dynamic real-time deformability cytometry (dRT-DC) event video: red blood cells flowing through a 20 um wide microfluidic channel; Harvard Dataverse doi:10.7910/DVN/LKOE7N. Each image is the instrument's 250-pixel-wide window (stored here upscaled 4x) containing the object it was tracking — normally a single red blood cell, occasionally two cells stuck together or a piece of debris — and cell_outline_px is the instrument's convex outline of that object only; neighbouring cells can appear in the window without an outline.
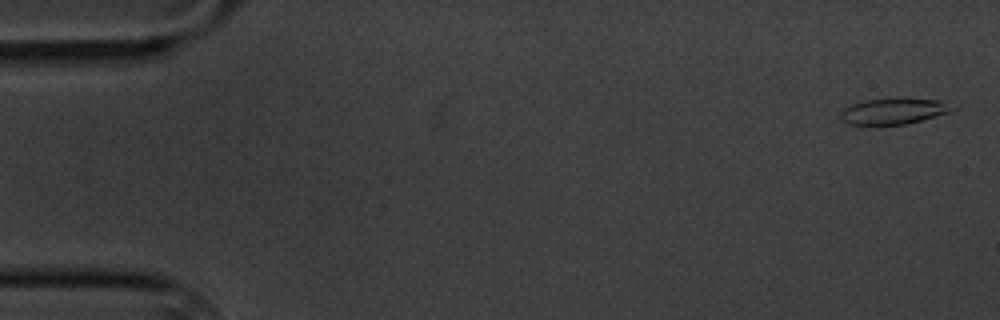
{"species": "common noctule bat (a hibernating species)", "species_latin": "Nyctalus noctula", "temperature_condition": "cold", "stored_images_in_passage": 6, "camera_frame_rate_fps": 3000, "um_per_image_px": 0.085, "animal": {"sex": "male", "body_mass_g": 20.1, "forearm_length_mm": 53.5}, "frame": {"image": 1, "passage_image": 1, "time_ms": 0.0, "image_size_px": [1000, 320], "cell_outline_px": [[960, 108], [948, 112], [920, 120], [904, 124], [876, 128], [848, 124], [840, 120], [840, 112], [844, 108], [852, 104], [864, 100], [892, 96], [904, 96], [948, 100], [960, 104]], "centroid_in_image_um": [76.03, 9.42], "position_along_channel_um": 9.0, "area_um2": 18.84}}
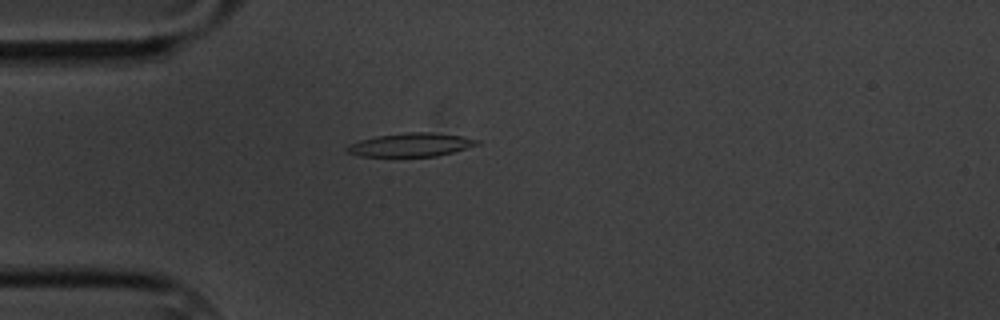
{"frame": {"image": 2, "passage_image": 5, "time_ms": 4.667, "image_size_px": [1000, 320], "cell_outline_px": [[480, 144], [452, 152], [436, 156], [360, 156], [348, 152], [344, 148], [348, 144], [360, 140], [376, 136], [408, 132], [432, 132], [460, 136], [480, 140]], "centroid_in_image_um": [34.9, 12.3], "position_along_channel_um": 50.1, "area_um2": 17.69}}